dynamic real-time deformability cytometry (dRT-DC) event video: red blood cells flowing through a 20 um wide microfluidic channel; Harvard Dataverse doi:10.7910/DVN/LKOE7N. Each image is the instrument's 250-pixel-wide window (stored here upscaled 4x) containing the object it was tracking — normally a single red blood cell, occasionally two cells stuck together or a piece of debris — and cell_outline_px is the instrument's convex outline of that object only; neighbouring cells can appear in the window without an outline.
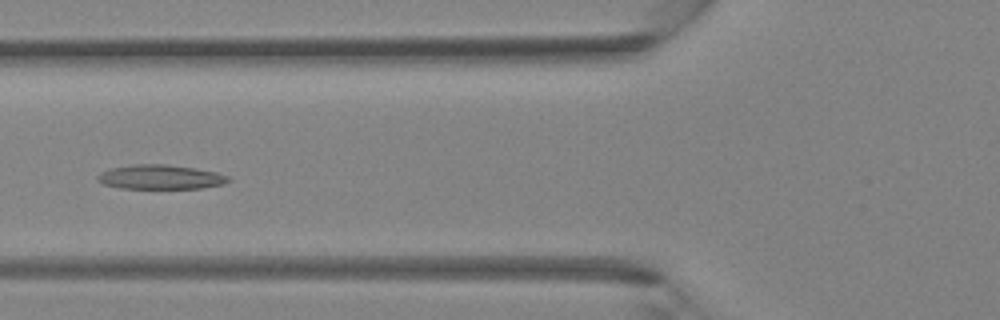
{"species": "Egyptian fruit bat (a non-hibernating species)", "species_latin": "Rousettus aegyptiacus", "temperature_condition": "room temperature", "stored_images_in_passage": 43, "segment_of_instrument_passage": [1, 2], "camera_frame_rate_fps": 3000, "um_per_image_px": 0.085, "animal": {"sex": "female"}, "frame": {"image": 1, "passage_image": 16, "time_ms": 5.0, "image_size_px": [1000, 320], "cell_outline_px": [[232, 180], [224, 184], [200, 188], [120, 188], [104, 184], [96, 180], [96, 176], [100, 172], [108, 168], [132, 164], [164, 164], [192, 168], [216, 172], [228, 176]], "centroid_in_image_um": [13.59, 15.04], "position_along_channel_um": 112.2, "area_um2": 18.61}}
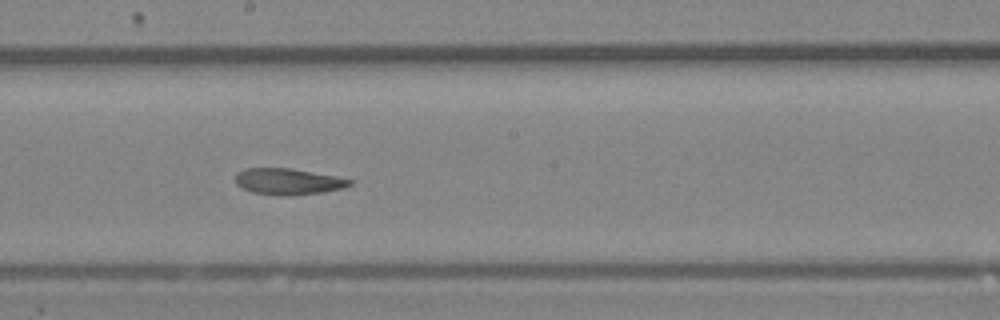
{"frame": {"image": 2, "passage_image": 23, "time_ms": 7.333, "image_size_px": [1000, 320], "cell_outline_px": [[352, 184], [344, 188], [324, 192], [292, 196], [284, 196], [252, 192], [240, 188], [236, 184], [236, 172], [244, 168], [292, 168], [336, 176], [352, 180]], "centroid_in_image_um": [24.48, 15.43], "position_along_channel_um": 223.7, "area_um2": 17.74}}
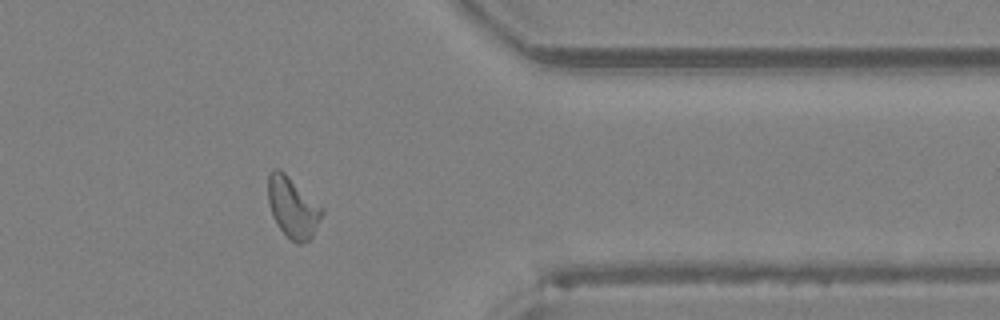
{"frame": {"image": 3, "passage_image": 34, "time_ms": 11.0, "image_size_px": [1000, 320], "cell_outline_px": [[324, 212], [312, 236], [308, 240], [300, 244], [296, 244], [276, 224], [272, 216], [268, 200], [268, 176], [272, 168], [280, 168], [324, 208]], "centroid_in_image_um": [24.88, 17.6], "position_along_channel_um": 386.5, "area_um2": 19.07}}